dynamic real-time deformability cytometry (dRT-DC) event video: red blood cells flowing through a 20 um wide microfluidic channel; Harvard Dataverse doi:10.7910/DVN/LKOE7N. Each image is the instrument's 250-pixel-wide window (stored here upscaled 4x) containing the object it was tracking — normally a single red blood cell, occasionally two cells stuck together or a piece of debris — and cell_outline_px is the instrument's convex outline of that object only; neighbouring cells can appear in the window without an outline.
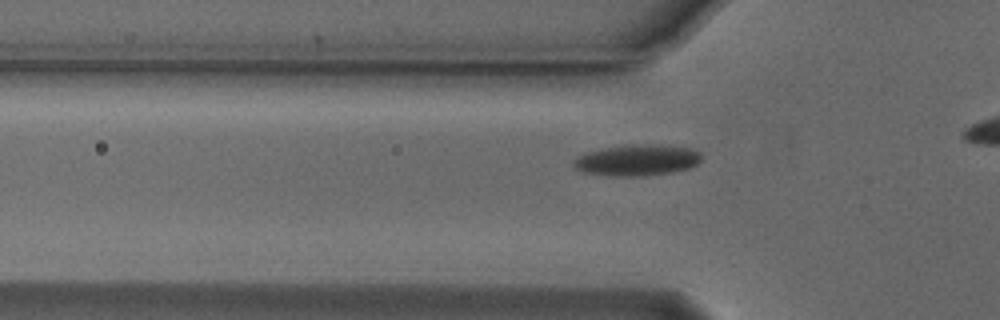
{"species": "Egyptian fruit bat (a non-hibernating species)", "species_latin": "Rousettus aegyptiacus", "temperature_condition": "cold", "stored_images_in_passage": 16, "camera_frame_rate_fps": 3000, "um_per_image_px": 0.085, "animal": {"sex": "male"}, "frame": {"image": 1, "passage_image": 3, "time_ms": 0.667, "image_size_px": [1000, 320], "cell_outline_px": [[700, 160], [696, 164], [688, 168], [672, 172], [644, 176], [608, 176], [580, 172], [572, 164], [572, 160], [584, 152], [608, 148], [636, 144], [660, 144], [692, 148], [700, 152]], "centroid_in_image_um": [54.12, 13.62], "position_along_channel_um": 71.7, "area_um2": 23.35}}
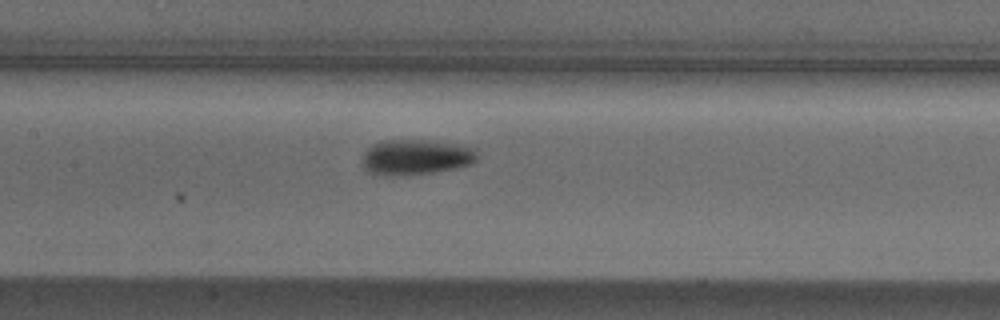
{"frame": {"image": 2, "passage_image": 11, "time_ms": 3.333, "image_size_px": [1000, 320], "cell_outline_px": [[480, 156], [472, 164], [456, 168], [436, 172], [408, 176], [384, 176], [368, 172], [364, 168], [360, 160], [364, 152], [372, 144], [384, 140], [420, 140], [456, 144], [476, 148]], "centroid_in_image_um": [35.34, 13.38], "position_along_channel_um": 172.1, "area_um2": 24.28}}
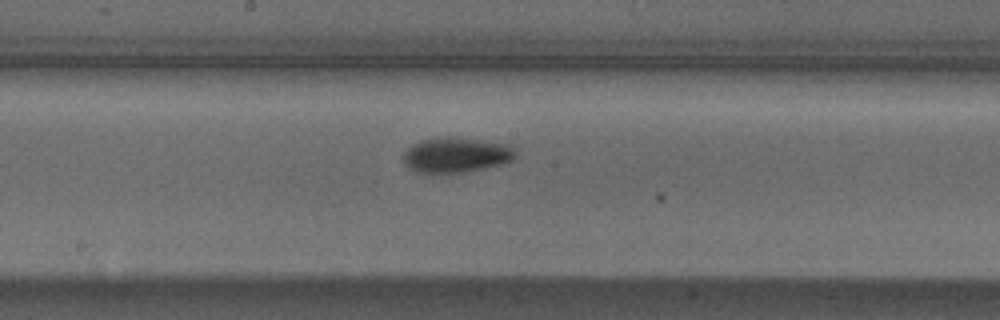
{"frame": {"image": 3, "passage_image": 14, "time_ms": 4.333, "image_size_px": [1000, 320], "cell_outline_px": [[516, 156], [512, 160], [504, 164], [484, 168], [460, 172], [416, 172], [408, 168], [404, 164], [404, 152], [412, 144], [424, 140], [440, 136], [452, 136], [508, 144], [516, 152]], "centroid_in_image_um": [38.77, 13.16], "position_along_channel_um": 209.4, "area_um2": 22.89}}